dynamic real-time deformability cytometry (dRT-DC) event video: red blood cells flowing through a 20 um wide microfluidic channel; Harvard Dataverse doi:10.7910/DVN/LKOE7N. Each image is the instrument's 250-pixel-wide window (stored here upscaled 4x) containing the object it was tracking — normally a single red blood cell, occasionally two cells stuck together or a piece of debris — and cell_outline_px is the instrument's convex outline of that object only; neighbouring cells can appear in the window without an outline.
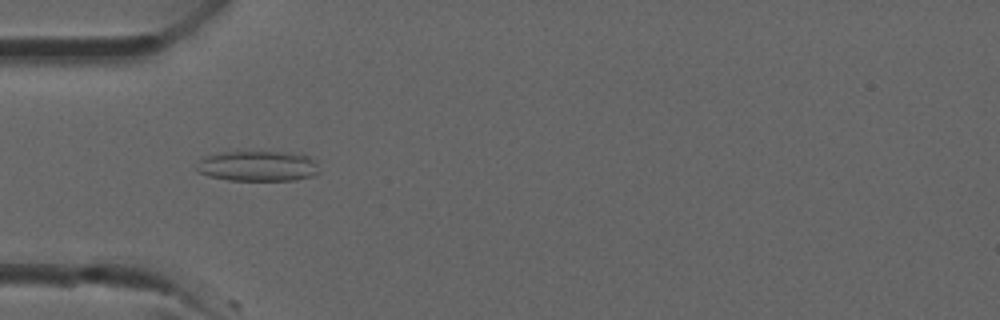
{"species": "common noctule bat (a hibernating species)", "species_latin": "Nyctalus noctula", "temperature_condition": "room temperature", "stored_images_in_passage": 4, "camera_frame_rate_fps": 3000, "um_per_image_px": 0.085, "animal": {"sex": "male", "forearm_length_mm": 52.5}, "frame": {"image": 1, "passage_image": 1, "time_ms": 0.0, "image_size_px": [1000, 320], "cell_outline_px": [[320, 172], [312, 176], [296, 180], [228, 180], [208, 176], [196, 172], [196, 168], [200, 160], [204, 156], [224, 152], [300, 152], [308, 156], [316, 164]], "centroid_in_image_um": [21.92, 14.11], "position_along_channel_um": 63.1, "area_um2": 21.85}}